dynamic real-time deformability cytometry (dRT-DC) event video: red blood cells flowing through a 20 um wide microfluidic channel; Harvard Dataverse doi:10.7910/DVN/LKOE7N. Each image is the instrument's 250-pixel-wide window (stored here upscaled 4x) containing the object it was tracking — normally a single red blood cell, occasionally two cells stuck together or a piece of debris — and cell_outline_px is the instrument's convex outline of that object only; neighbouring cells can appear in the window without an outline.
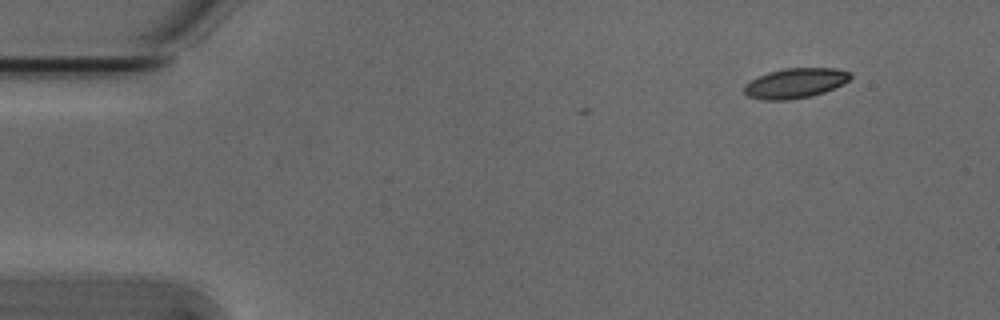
{"species": "Egyptian fruit bat (a non-hibernating species)", "species_latin": "Rousettus aegyptiacus", "temperature_condition": "cold", "stored_images_in_passage": 3, "camera_frame_rate_fps": 3000, "um_per_image_px": 0.085, "animal": {"sex": "male"}, "frame": {"image": 1, "passage_image": 1, "time_ms": 0.0, "image_size_px": [1000, 320], "cell_outline_px": [[852, 76], [848, 80], [824, 92], [812, 96], [788, 100], [764, 100], [748, 96], [744, 92], [744, 84], [768, 72], [784, 68], [836, 68], [852, 72]], "centroid_in_image_um": [67.59, 7.06], "position_along_channel_um": 17.4, "area_um2": 18.44}}
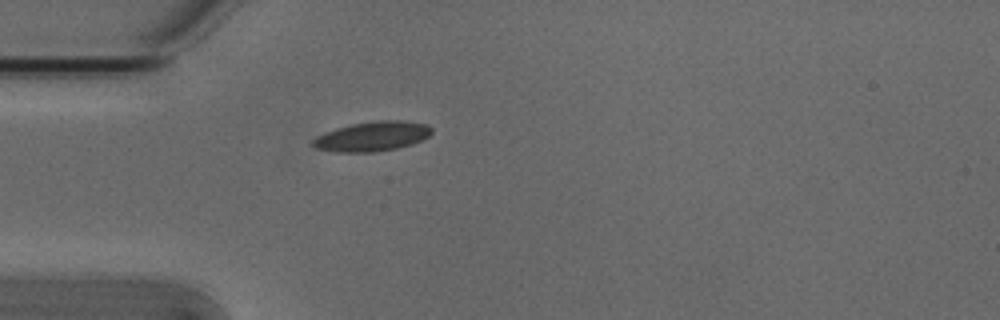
{"frame": {"image": 2, "passage_image": 3, "time_ms": 0.667, "image_size_px": [1000, 320], "cell_outline_px": [[432, 132], [428, 136], [412, 144], [396, 148], [376, 152], [336, 152], [316, 148], [312, 144], [312, 140], [316, 136], [324, 132], [336, 128], [352, 124], [376, 120], [400, 120], [428, 124], [432, 128]], "centroid_in_image_um": [31.63, 11.58], "position_along_channel_um": 53.4, "area_um2": 20.58}}